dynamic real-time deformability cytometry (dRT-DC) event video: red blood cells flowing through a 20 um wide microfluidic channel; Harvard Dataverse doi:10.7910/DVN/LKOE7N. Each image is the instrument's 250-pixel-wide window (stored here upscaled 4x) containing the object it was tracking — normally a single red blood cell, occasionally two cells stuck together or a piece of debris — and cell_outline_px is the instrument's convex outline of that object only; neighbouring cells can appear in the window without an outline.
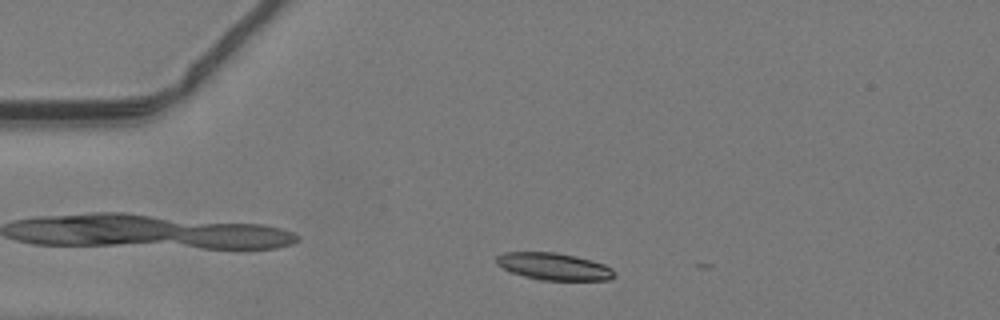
{"species": "common noctule bat (a hibernating species)", "species_latin": "Nyctalus noctula", "temperature_condition": "warm", "stored_images_in_passage": 5, "camera_frame_rate_fps": 3000, "um_per_image_px": 0.085, "animal": {"sex": "male", "body_mass_g": 19.2, "forearm_length_mm": 51.8}, "frame": {"image": 1, "passage_image": 2, "time_ms": 0.333, "image_size_px": [1000, 320], "cell_outline_px": [[616, 276], [608, 280], [540, 280], [508, 272], [496, 264], [496, 256], [504, 252], [556, 252], [576, 256], [592, 260], [604, 264], [612, 268], [616, 272]], "centroid_in_image_um": [47.07, 22.65], "position_along_channel_um": 37.9, "area_um2": 18.9}}